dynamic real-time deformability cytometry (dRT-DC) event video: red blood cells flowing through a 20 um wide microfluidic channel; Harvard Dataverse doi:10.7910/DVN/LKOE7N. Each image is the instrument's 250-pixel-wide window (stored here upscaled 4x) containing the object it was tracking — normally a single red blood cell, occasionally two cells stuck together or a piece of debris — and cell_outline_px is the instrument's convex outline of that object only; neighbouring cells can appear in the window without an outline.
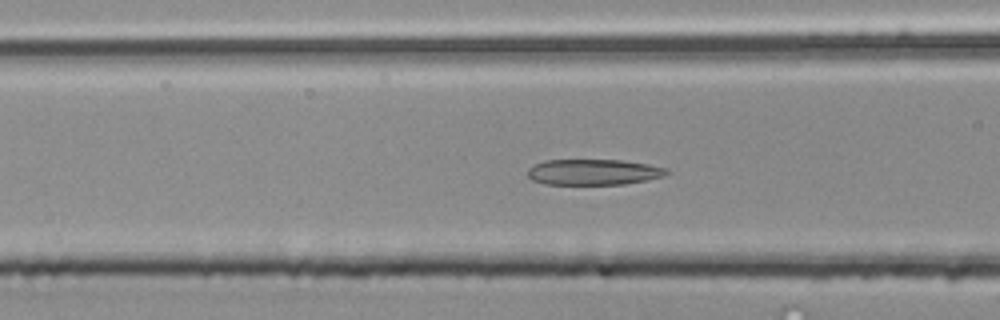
{"species": "common noctule bat (a hibernating species)", "species_latin": "Nyctalus noctula", "temperature_condition": "room temperature", "stored_images_in_passage": 53, "camera_frame_rate_fps": 3000, "um_per_image_px": 0.085, "animal": {"sex": "male", "body_mass_g": 20.4}, "frame": {"image": 1, "passage_image": 21, "time_ms": 6.667, "image_size_px": [1000, 320], "cell_outline_px": [[668, 172], [664, 176], [648, 180], [624, 184], [544, 184], [532, 180], [528, 176], [528, 168], [532, 164], [544, 160], [620, 160], [648, 164], [668, 168]], "centroid_in_image_um": [50.43, 14.62], "position_along_channel_um": 116.2, "area_um2": 20.98}}
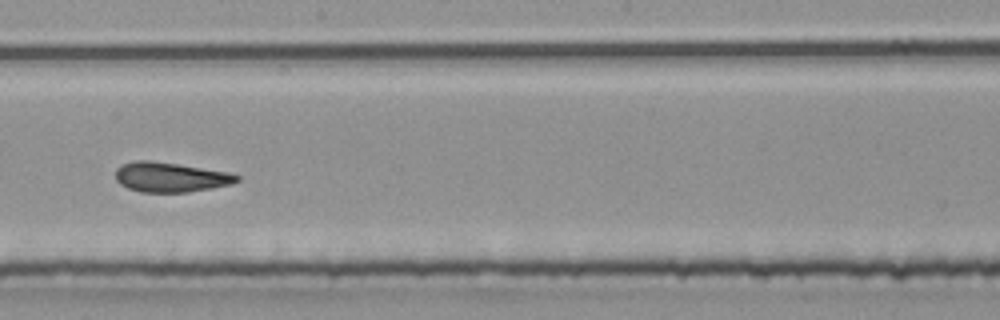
{"frame": {"image": 2, "passage_image": 30, "time_ms": 9.667, "image_size_px": [1000, 320], "cell_outline_px": [[240, 180], [232, 184], [212, 188], [188, 192], [140, 192], [128, 188], [120, 184], [116, 180], [116, 168], [120, 164], [136, 160], [152, 160], [180, 164], [228, 172], [240, 176]], "centroid_in_image_um": [14.48, 15.05], "position_along_channel_um": 233.7, "area_um2": 21.27}}
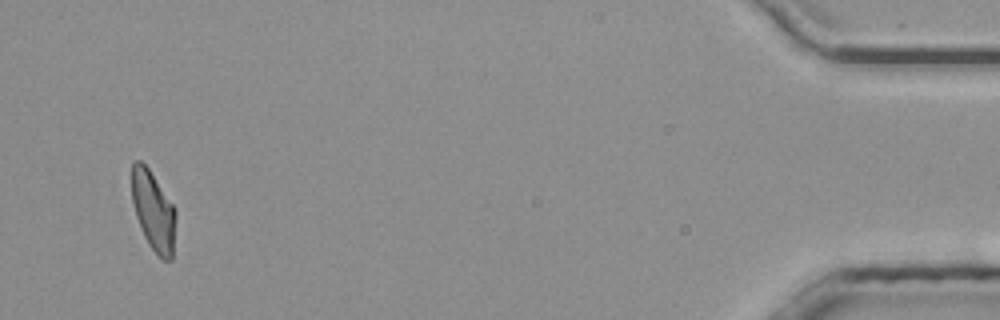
{"frame": {"image": 3, "passage_image": 51, "time_ms": 16.667, "image_size_px": [1000, 320], "cell_outline_px": [[176, 216], [172, 260], [164, 260], [148, 244], [144, 236], [136, 216], [132, 200], [132, 164], [136, 160], [140, 160], [148, 168], [176, 208]], "centroid_in_image_um": [13.05, 17.92], "position_along_channel_um": 422.2, "area_um2": 20.23}, "authors_computed_cell_mechanics": {"area_um2": 21.5016, "velocity_mm_per_s": 3.9121, "shape_relaxation_time_tau1_ms": null, "shape_relaxation_time_tau2_ms": 1.8752, "deformation_change_tau1": null, "deformation_change_tau2": 0.0964}}